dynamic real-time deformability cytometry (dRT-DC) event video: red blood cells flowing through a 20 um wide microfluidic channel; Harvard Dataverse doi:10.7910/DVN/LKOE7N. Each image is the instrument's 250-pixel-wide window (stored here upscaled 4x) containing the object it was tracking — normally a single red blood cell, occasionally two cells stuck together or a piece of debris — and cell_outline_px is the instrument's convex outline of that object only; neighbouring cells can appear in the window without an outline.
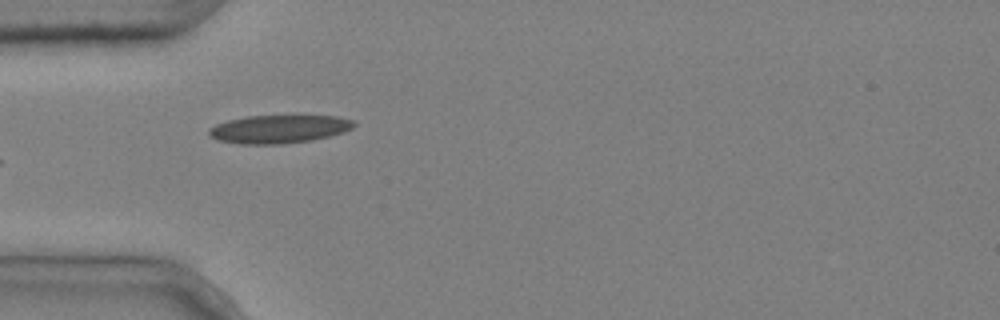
{"species": "common noctule bat (a hibernating species)", "species_latin": "Nyctalus noctula", "temperature_condition": "cold", "stored_images_in_passage": 10, "camera_frame_rate_fps": 3000, "um_per_image_px": 0.085, "animal": {"sex": "male", "body_mass_g": 20.4}, "frame": {"image": 1, "passage_image": 5, "time_ms": 1.333, "image_size_px": [1000, 320], "cell_outline_px": [[356, 124], [352, 128], [344, 132], [312, 140], [280, 144], [240, 144], [216, 140], [208, 136], [208, 128], [216, 124], [228, 120], [248, 116], [340, 116], [352, 120]], "centroid_in_image_um": [23.67, 10.97], "position_along_channel_um": 61.3, "area_um2": 23.87}}
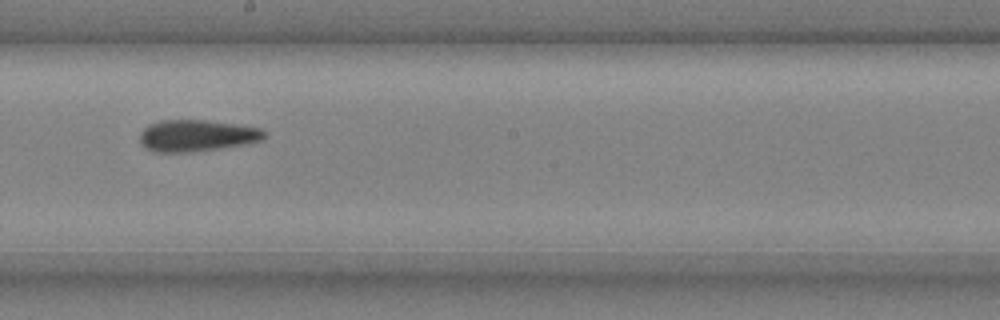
{"frame": {"image": 2, "passage_image": 9, "time_ms": 2.667, "image_size_px": [1000, 320], "cell_outline_px": [[264, 136], [260, 140], [248, 144], [192, 152], [152, 152], [144, 148], [140, 144], [140, 132], [148, 124], [160, 120], [204, 120], [260, 128], [264, 132]], "centroid_in_image_um": [16.64, 11.54], "position_along_channel_um": 231.6, "area_um2": 22.95}}
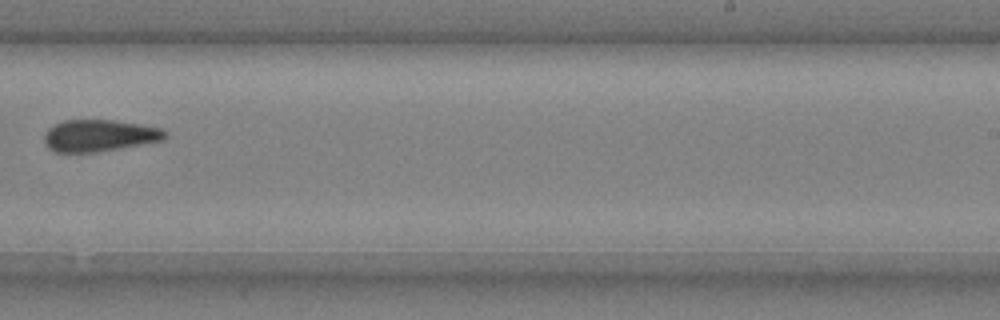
{"frame": {"image": 3, "passage_image": 10, "time_ms": 3.0, "image_size_px": [1000, 320], "cell_outline_px": [[168, 136], [164, 140], [96, 152], [56, 152], [48, 148], [44, 140], [44, 136], [48, 128], [64, 120], [112, 120], [140, 124], [160, 128], [168, 132]], "centroid_in_image_um": [8.46, 11.52], "position_along_channel_um": 280.5, "area_um2": 22.31}}